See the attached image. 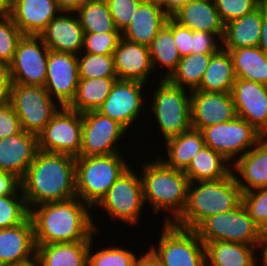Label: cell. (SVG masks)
Instances as JSON below:
<instances>
[{
	"label": "cell",
	"instance_id": "cell-1",
	"mask_svg": "<svg viewBox=\"0 0 267 266\" xmlns=\"http://www.w3.org/2000/svg\"><path fill=\"white\" fill-rule=\"evenodd\" d=\"M20 184L29 210L41 204L75 198V157L38 150Z\"/></svg>",
	"mask_w": 267,
	"mask_h": 266
},
{
	"label": "cell",
	"instance_id": "cell-2",
	"mask_svg": "<svg viewBox=\"0 0 267 266\" xmlns=\"http://www.w3.org/2000/svg\"><path fill=\"white\" fill-rule=\"evenodd\" d=\"M90 209L78 197L34 206L30 218L35 244L90 241L98 230L88 212Z\"/></svg>",
	"mask_w": 267,
	"mask_h": 266
},
{
	"label": "cell",
	"instance_id": "cell-3",
	"mask_svg": "<svg viewBox=\"0 0 267 266\" xmlns=\"http://www.w3.org/2000/svg\"><path fill=\"white\" fill-rule=\"evenodd\" d=\"M242 193L232 172L223 179L189 182L185 210L173 224L194 230L208 216L238 207L242 203Z\"/></svg>",
	"mask_w": 267,
	"mask_h": 266
},
{
	"label": "cell",
	"instance_id": "cell-4",
	"mask_svg": "<svg viewBox=\"0 0 267 266\" xmlns=\"http://www.w3.org/2000/svg\"><path fill=\"white\" fill-rule=\"evenodd\" d=\"M141 180L144 203H150L154 214L170 211L164 223H174L183 213L187 204L189 180L184 171L167 167L159 158L143 163Z\"/></svg>",
	"mask_w": 267,
	"mask_h": 266
},
{
	"label": "cell",
	"instance_id": "cell-5",
	"mask_svg": "<svg viewBox=\"0 0 267 266\" xmlns=\"http://www.w3.org/2000/svg\"><path fill=\"white\" fill-rule=\"evenodd\" d=\"M121 153L93 157H75L76 195L93 208L111 186L129 168Z\"/></svg>",
	"mask_w": 267,
	"mask_h": 266
},
{
	"label": "cell",
	"instance_id": "cell-6",
	"mask_svg": "<svg viewBox=\"0 0 267 266\" xmlns=\"http://www.w3.org/2000/svg\"><path fill=\"white\" fill-rule=\"evenodd\" d=\"M203 243L227 241L260 246L263 232L241 203L226 213L208 216L195 229Z\"/></svg>",
	"mask_w": 267,
	"mask_h": 266
},
{
	"label": "cell",
	"instance_id": "cell-7",
	"mask_svg": "<svg viewBox=\"0 0 267 266\" xmlns=\"http://www.w3.org/2000/svg\"><path fill=\"white\" fill-rule=\"evenodd\" d=\"M154 91L151 105L154 117L163 133L164 140L187 132L191 123V91L171 84L162 78ZM188 95V96H187Z\"/></svg>",
	"mask_w": 267,
	"mask_h": 266
},
{
	"label": "cell",
	"instance_id": "cell-8",
	"mask_svg": "<svg viewBox=\"0 0 267 266\" xmlns=\"http://www.w3.org/2000/svg\"><path fill=\"white\" fill-rule=\"evenodd\" d=\"M19 118L21 128L38 135L60 110L42 86L11 83L10 101Z\"/></svg>",
	"mask_w": 267,
	"mask_h": 266
},
{
	"label": "cell",
	"instance_id": "cell-9",
	"mask_svg": "<svg viewBox=\"0 0 267 266\" xmlns=\"http://www.w3.org/2000/svg\"><path fill=\"white\" fill-rule=\"evenodd\" d=\"M158 246L150 249L163 266H206L205 245L194 230L165 223Z\"/></svg>",
	"mask_w": 267,
	"mask_h": 266
},
{
	"label": "cell",
	"instance_id": "cell-10",
	"mask_svg": "<svg viewBox=\"0 0 267 266\" xmlns=\"http://www.w3.org/2000/svg\"><path fill=\"white\" fill-rule=\"evenodd\" d=\"M37 135L38 150L79 157L82 145V114L62 106Z\"/></svg>",
	"mask_w": 267,
	"mask_h": 266
},
{
	"label": "cell",
	"instance_id": "cell-11",
	"mask_svg": "<svg viewBox=\"0 0 267 266\" xmlns=\"http://www.w3.org/2000/svg\"><path fill=\"white\" fill-rule=\"evenodd\" d=\"M206 146L222 155L227 161L238 159L254 147L263 135L245 119L236 117L227 122L201 130ZM237 156V158H236Z\"/></svg>",
	"mask_w": 267,
	"mask_h": 266
},
{
	"label": "cell",
	"instance_id": "cell-12",
	"mask_svg": "<svg viewBox=\"0 0 267 266\" xmlns=\"http://www.w3.org/2000/svg\"><path fill=\"white\" fill-rule=\"evenodd\" d=\"M143 204L145 203L141 176L138 177L129 167L97 206L104 208L113 219L136 225Z\"/></svg>",
	"mask_w": 267,
	"mask_h": 266
},
{
	"label": "cell",
	"instance_id": "cell-13",
	"mask_svg": "<svg viewBox=\"0 0 267 266\" xmlns=\"http://www.w3.org/2000/svg\"><path fill=\"white\" fill-rule=\"evenodd\" d=\"M49 51L39 36L24 35L8 65L11 83L44 87Z\"/></svg>",
	"mask_w": 267,
	"mask_h": 266
},
{
	"label": "cell",
	"instance_id": "cell-14",
	"mask_svg": "<svg viewBox=\"0 0 267 266\" xmlns=\"http://www.w3.org/2000/svg\"><path fill=\"white\" fill-rule=\"evenodd\" d=\"M127 130L98 111L82 113V145L79 157L119 153L116 142Z\"/></svg>",
	"mask_w": 267,
	"mask_h": 266
},
{
	"label": "cell",
	"instance_id": "cell-15",
	"mask_svg": "<svg viewBox=\"0 0 267 266\" xmlns=\"http://www.w3.org/2000/svg\"><path fill=\"white\" fill-rule=\"evenodd\" d=\"M78 81L77 55L50 50L44 85V89L50 96L56 97L61 106H68L75 97Z\"/></svg>",
	"mask_w": 267,
	"mask_h": 266
},
{
	"label": "cell",
	"instance_id": "cell-16",
	"mask_svg": "<svg viewBox=\"0 0 267 266\" xmlns=\"http://www.w3.org/2000/svg\"><path fill=\"white\" fill-rule=\"evenodd\" d=\"M146 83L116 80L109 95L97 110L102 115L117 121L126 130L138 119L143 110V86Z\"/></svg>",
	"mask_w": 267,
	"mask_h": 266
},
{
	"label": "cell",
	"instance_id": "cell-17",
	"mask_svg": "<svg viewBox=\"0 0 267 266\" xmlns=\"http://www.w3.org/2000/svg\"><path fill=\"white\" fill-rule=\"evenodd\" d=\"M230 93L237 117L264 135L267 132V85L236 78Z\"/></svg>",
	"mask_w": 267,
	"mask_h": 266
},
{
	"label": "cell",
	"instance_id": "cell-18",
	"mask_svg": "<svg viewBox=\"0 0 267 266\" xmlns=\"http://www.w3.org/2000/svg\"><path fill=\"white\" fill-rule=\"evenodd\" d=\"M191 123L192 129H202L235 119L237 117L231 93L203 92L192 90Z\"/></svg>",
	"mask_w": 267,
	"mask_h": 266
},
{
	"label": "cell",
	"instance_id": "cell-19",
	"mask_svg": "<svg viewBox=\"0 0 267 266\" xmlns=\"http://www.w3.org/2000/svg\"><path fill=\"white\" fill-rule=\"evenodd\" d=\"M35 258L34 226L30 216L17 226L0 229V266H18Z\"/></svg>",
	"mask_w": 267,
	"mask_h": 266
},
{
	"label": "cell",
	"instance_id": "cell-20",
	"mask_svg": "<svg viewBox=\"0 0 267 266\" xmlns=\"http://www.w3.org/2000/svg\"><path fill=\"white\" fill-rule=\"evenodd\" d=\"M61 12L55 0H10L9 16L24 35L39 36Z\"/></svg>",
	"mask_w": 267,
	"mask_h": 266
},
{
	"label": "cell",
	"instance_id": "cell-21",
	"mask_svg": "<svg viewBox=\"0 0 267 266\" xmlns=\"http://www.w3.org/2000/svg\"><path fill=\"white\" fill-rule=\"evenodd\" d=\"M38 151L37 135L21 130L0 139V171L22 179Z\"/></svg>",
	"mask_w": 267,
	"mask_h": 266
},
{
	"label": "cell",
	"instance_id": "cell-22",
	"mask_svg": "<svg viewBox=\"0 0 267 266\" xmlns=\"http://www.w3.org/2000/svg\"><path fill=\"white\" fill-rule=\"evenodd\" d=\"M72 12H61L52 19L39 34L43 43L51 51L79 54L84 44V30Z\"/></svg>",
	"mask_w": 267,
	"mask_h": 266
},
{
	"label": "cell",
	"instance_id": "cell-23",
	"mask_svg": "<svg viewBox=\"0 0 267 266\" xmlns=\"http://www.w3.org/2000/svg\"><path fill=\"white\" fill-rule=\"evenodd\" d=\"M114 68L118 80L146 83L154 70L151 65L149 46L120 39L113 53Z\"/></svg>",
	"mask_w": 267,
	"mask_h": 266
},
{
	"label": "cell",
	"instance_id": "cell-24",
	"mask_svg": "<svg viewBox=\"0 0 267 266\" xmlns=\"http://www.w3.org/2000/svg\"><path fill=\"white\" fill-rule=\"evenodd\" d=\"M169 17L158 0H143L130 24L121 32L122 38L149 46Z\"/></svg>",
	"mask_w": 267,
	"mask_h": 266
},
{
	"label": "cell",
	"instance_id": "cell-25",
	"mask_svg": "<svg viewBox=\"0 0 267 266\" xmlns=\"http://www.w3.org/2000/svg\"><path fill=\"white\" fill-rule=\"evenodd\" d=\"M170 17L192 31L216 33L219 42L223 37L224 24L213 0H189Z\"/></svg>",
	"mask_w": 267,
	"mask_h": 266
},
{
	"label": "cell",
	"instance_id": "cell-26",
	"mask_svg": "<svg viewBox=\"0 0 267 266\" xmlns=\"http://www.w3.org/2000/svg\"><path fill=\"white\" fill-rule=\"evenodd\" d=\"M266 12L267 1L265 0L253 12L225 24L221 39L224 45H222V49L234 50L243 47H257L261 35L263 16Z\"/></svg>",
	"mask_w": 267,
	"mask_h": 266
},
{
	"label": "cell",
	"instance_id": "cell-27",
	"mask_svg": "<svg viewBox=\"0 0 267 266\" xmlns=\"http://www.w3.org/2000/svg\"><path fill=\"white\" fill-rule=\"evenodd\" d=\"M232 166L247 184L237 178L232 170L242 192L267 188V139L262 138L244 155L239 156Z\"/></svg>",
	"mask_w": 267,
	"mask_h": 266
},
{
	"label": "cell",
	"instance_id": "cell-28",
	"mask_svg": "<svg viewBox=\"0 0 267 266\" xmlns=\"http://www.w3.org/2000/svg\"><path fill=\"white\" fill-rule=\"evenodd\" d=\"M205 245L206 266H257L254 255L260 246L227 241L207 242Z\"/></svg>",
	"mask_w": 267,
	"mask_h": 266
},
{
	"label": "cell",
	"instance_id": "cell-29",
	"mask_svg": "<svg viewBox=\"0 0 267 266\" xmlns=\"http://www.w3.org/2000/svg\"><path fill=\"white\" fill-rule=\"evenodd\" d=\"M90 241L36 244L41 266H87Z\"/></svg>",
	"mask_w": 267,
	"mask_h": 266
},
{
	"label": "cell",
	"instance_id": "cell-30",
	"mask_svg": "<svg viewBox=\"0 0 267 266\" xmlns=\"http://www.w3.org/2000/svg\"><path fill=\"white\" fill-rule=\"evenodd\" d=\"M236 80L233 61L228 51L220 49L206 68L200 86L195 90L203 92H231Z\"/></svg>",
	"mask_w": 267,
	"mask_h": 266
},
{
	"label": "cell",
	"instance_id": "cell-31",
	"mask_svg": "<svg viewBox=\"0 0 267 266\" xmlns=\"http://www.w3.org/2000/svg\"><path fill=\"white\" fill-rule=\"evenodd\" d=\"M168 160H162L167 167L184 171L190 164L193 157L206 144L201 131L190 129L180 135L165 140Z\"/></svg>",
	"mask_w": 267,
	"mask_h": 266
},
{
	"label": "cell",
	"instance_id": "cell-32",
	"mask_svg": "<svg viewBox=\"0 0 267 266\" xmlns=\"http://www.w3.org/2000/svg\"><path fill=\"white\" fill-rule=\"evenodd\" d=\"M227 160L208 146H204L184 170L189 182L218 180L227 177L231 172Z\"/></svg>",
	"mask_w": 267,
	"mask_h": 266
},
{
	"label": "cell",
	"instance_id": "cell-33",
	"mask_svg": "<svg viewBox=\"0 0 267 266\" xmlns=\"http://www.w3.org/2000/svg\"><path fill=\"white\" fill-rule=\"evenodd\" d=\"M118 78H79L76 94L67 106L76 112L97 111Z\"/></svg>",
	"mask_w": 267,
	"mask_h": 266
},
{
	"label": "cell",
	"instance_id": "cell-34",
	"mask_svg": "<svg viewBox=\"0 0 267 266\" xmlns=\"http://www.w3.org/2000/svg\"><path fill=\"white\" fill-rule=\"evenodd\" d=\"M226 51L231 55L236 78L267 85V55L258 46Z\"/></svg>",
	"mask_w": 267,
	"mask_h": 266
},
{
	"label": "cell",
	"instance_id": "cell-35",
	"mask_svg": "<svg viewBox=\"0 0 267 266\" xmlns=\"http://www.w3.org/2000/svg\"><path fill=\"white\" fill-rule=\"evenodd\" d=\"M149 52L152 68L155 70V67L160 64L168 70L164 75V79L169 77L181 60V56L175 46L171 17H169L167 22L157 31L156 37L149 45Z\"/></svg>",
	"mask_w": 267,
	"mask_h": 266
},
{
	"label": "cell",
	"instance_id": "cell-36",
	"mask_svg": "<svg viewBox=\"0 0 267 266\" xmlns=\"http://www.w3.org/2000/svg\"><path fill=\"white\" fill-rule=\"evenodd\" d=\"M215 53H197L181 57L176 69L166 79L173 85L195 90L200 86L204 72Z\"/></svg>",
	"mask_w": 267,
	"mask_h": 266
},
{
	"label": "cell",
	"instance_id": "cell-37",
	"mask_svg": "<svg viewBox=\"0 0 267 266\" xmlns=\"http://www.w3.org/2000/svg\"><path fill=\"white\" fill-rule=\"evenodd\" d=\"M72 14L78 17L84 33L120 32L105 0H87Z\"/></svg>",
	"mask_w": 267,
	"mask_h": 266
},
{
	"label": "cell",
	"instance_id": "cell-38",
	"mask_svg": "<svg viewBox=\"0 0 267 266\" xmlns=\"http://www.w3.org/2000/svg\"><path fill=\"white\" fill-rule=\"evenodd\" d=\"M81 55V57H79ZM79 65V78H117L114 68L113 54H77Z\"/></svg>",
	"mask_w": 267,
	"mask_h": 266
},
{
	"label": "cell",
	"instance_id": "cell-39",
	"mask_svg": "<svg viewBox=\"0 0 267 266\" xmlns=\"http://www.w3.org/2000/svg\"><path fill=\"white\" fill-rule=\"evenodd\" d=\"M19 191L22 192L21 188L15 194L0 197V229L17 226L30 216L23 193Z\"/></svg>",
	"mask_w": 267,
	"mask_h": 266
},
{
	"label": "cell",
	"instance_id": "cell-40",
	"mask_svg": "<svg viewBox=\"0 0 267 266\" xmlns=\"http://www.w3.org/2000/svg\"><path fill=\"white\" fill-rule=\"evenodd\" d=\"M92 240L88 250L87 266H134L136 255L128 249L118 247H107L92 253ZM92 254V255H91Z\"/></svg>",
	"mask_w": 267,
	"mask_h": 266
},
{
	"label": "cell",
	"instance_id": "cell-41",
	"mask_svg": "<svg viewBox=\"0 0 267 266\" xmlns=\"http://www.w3.org/2000/svg\"><path fill=\"white\" fill-rule=\"evenodd\" d=\"M24 34L10 16L0 20V65L8 66Z\"/></svg>",
	"mask_w": 267,
	"mask_h": 266
},
{
	"label": "cell",
	"instance_id": "cell-42",
	"mask_svg": "<svg viewBox=\"0 0 267 266\" xmlns=\"http://www.w3.org/2000/svg\"><path fill=\"white\" fill-rule=\"evenodd\" d=\"M242 203L250 217L262 230L267 231V188L242 193Z\"/></svg>",
	"mask_w": 267,
	"mask_h": 266
},
{
	"label": "cell",
	"instance_id": "cell-43",
	"mask_svg": "<svg viewBox=\"0 0 267 266\" xmlns=\"http://www.w3.org/2000/svg\"><path fill=\"white\" fill-rule=\"evenodd\" d=\"M222 23L243 17L253 12L265 0H213Z\"/></svg>",
	"mask_w": 267,
	"mask_h": 266
},
{
	"label": "cell",
	"instance_id": "cell-44",
	"mask_svg": "<svg viewBox=\"0 0 267 266\" xmlns=\"http://www.w3.org/2000/svg\"><path fill=\"white\" fill-rule=\"evenodd\" d=\"M121 38V32L84 33L82 51L96 55L113 54Z\"/></svg>",
	"mask_w": 267,
	"mask_h": 266
},
{
	"label": "cell",
	"instance_id": "cell-45",
	"mask_svg": "<svg viewBox=\"0 0 267 266\" xmlns=\"http://www.w3.org/2000/svg\"><path fill=\"white\" fill-rule=\"evenodd\" d=\"M116 28L122 32L131 22L143 0H105Z\"/></svg>",
	"mask_w": 267,
	"mask_h": 266
},
{
	"label": "cell",
	"instance_id": "cell-46",
	"mask_svg": "<svg viewBox=\"0 0 267 266\" xmlns=\"http://www.w3.org/2000/svg\"><path fill=\"white\" fill-rule=\"evenodd\" d=\"M22 130L20 121L10 103L0 106V139L13 136Z\"/></svg>",
	"mask_w": 267,
	"mask_h": 266
},
{
	"label": "cell",
	"instance_id": "cell-47",
	"mask_svg": "<svg viewBox=\"0 0 267 266\" xmlns=\"http://www.w3.org/2000/svg\"><path fill=\"white\" fill-rule=\"evenodd\" d=\"M216 33L192 31V54L217 53L222 46L215 42Z\"/></svg>",
	"mask_w": 267,
	"mask_h": 266
},
{
	"label": "cell",
	"instance_id": "cell-48",
	"mask_svg": "<svg viewBox=\"0 0 267 266\" xmlns=\"http://www.w3.org/2000/svg\"><path fill=\"white\" fill-rule=\"evenodd\" d=\"M172 33L175 46L181 57L192 53V30L181 26L172 19Z\"/></svg>",
	"mask_w": 267,
	"mask_h": 266
},
{
	"label": "cell",
	"instance_id": "cell-49",
	"mask_svg": "<svg viewBox=\"0 0 267 266\" xmlns=\"http://www.w3.org/2000/svg\"><path fill=\"white\" fill-rule=\"evenodd\" d=\"M20 188V179L13 174L0 171V197L15 194Z\"/></svg>",
	"mask_w": 267,
	"mask_h": 266
},
{
	"label": "cell",
	"instance_id": "cell-50",
	"mask_svg": "<svg viewBox=\"0 0 267 266\" xmlns=\"http://www.w3.org/2000/svg\"><path fill=\"white\" fill-rule=\"evenodd\" d=\"M11 78L9 68L6 65H0V106L10 101Z\"/></svg>",
	"mask_w": 267,
	"mask_h": 266
},
{
	"label": "cell",
	"instance_id": "cell-51",
	"mask_svg": "<svg viewBox=\"0 0 267 266\" xmlns=\"http://www.w3.org/2000/svg\"><path fill=\"white\" fill-rule=\"evenodd\" d=\"M134 266H163L161 260L149 249L144 255L136 257Z\"/></svg>",
	"mask_w": 267,
	"mask_h": 266
},
{
	"label": "cell",
	"instance_id": "cell-52",
	"mask_svg": "<svg viewBox=\"0 0 267 266\" xmlns=\"http://www.w3.org/2000/svg\"><path fill=\"white\" fill-rule=\"evenodd\" d=\"M62 12H76L87 0H55Z\"/></svg>",
	"mask_w": 267,
	"mask_h": 266
},
{
	"label": "cell",
	"instance_id": "cell-53",
	"mask_svg": "<svg viewBox=\"0 0 267 266\" xmlns=\"http://www.w3.org/2000/svg\"><path fill=\"white\" fill-rule=\"evenodd\" d=\"M189 0H158L165 12L171 16Z\"/></svg>",
	"mask_w": 267,
	"mask_h": 266
},
{
	"label": "cell",
	"instance_id": "cell-54",
	"mask_svg": "<svg viewBox=\"0 0 267 266\" xmlns=\"http://www.w3.org/2000/svg\"><path fill=\"white\" fill-rule=\"evenodd\" d=\"M258 47L267 55V12L263 16L261 35Z\"/></svg>",
	"mask_w": 267,
	"mask_h": 266
},
{
	"label": "cell",
	"instance_id": "cell-55",
	"mask_svg": "<svg viewBox=\"0 0 267 266\" xmlns=\"http://www.w3.org/2000/svg\"><path fill=\"white\" fill-rule=\"evenodd\" d=\"M260 247L262 249V263L263 266H267V231L263 232L262 239L260 242Z\"/></svg>",
	"mask_w": 267,
	"mask_h": 266
},
{
	"label": "cell",
	"instance_id": "cell-56",
	"mask_svg": "<svg viewBox=\"0 0 267 266\" xmlns=\"http://www.w3.org/2000/svg\"><path fill=\"white\" fill-rule=\"evenodd\" d=\"M10 0H0V20L9 16Z\"/></svg>",
	"mask_w": 267,
	"mask_h": 266
},
{
	"label": "cell",
	"instance_id": "cell-57",
	"mask_svg": "<svg viewBox=\"0 0 267 266\" xmlns=\"http://www.w3.org/2000/svg\"><path fill=\"white\" fill-rule=\"evenodd\" d=\"M18 266H41L40 262L35 258L33 261H30L28 263L25 264H21Z\"/></svg>",
	"mask_w": 267,
	"mask_h": 266
},
{
	"label": "cell",
	"instance_id": "cell-58",
	"mask_svg": "<svg viewBox=\"0 0 267 266\" xmlns=\"http://www.w3.org/2000/svg\"><path fill=\"white\" fill-rule=\"evenodd\" d=\"M263 138L267 139V132L263 135Z\"/></svg>",
	"mask_w": 267,
	"mask_h": 266
}]
</instances>
